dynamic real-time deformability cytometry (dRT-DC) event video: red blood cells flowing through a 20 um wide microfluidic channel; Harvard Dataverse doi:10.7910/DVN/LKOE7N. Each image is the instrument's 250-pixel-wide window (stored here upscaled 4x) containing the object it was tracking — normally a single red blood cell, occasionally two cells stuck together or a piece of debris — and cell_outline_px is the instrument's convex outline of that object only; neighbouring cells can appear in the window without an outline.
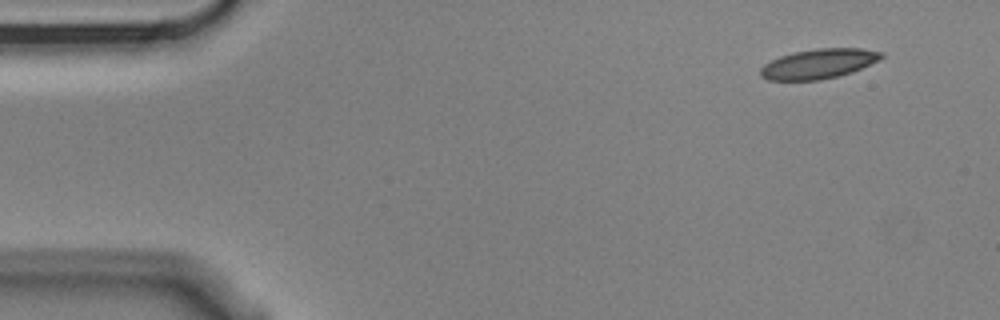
{"species": "Egyptian fruit bat (a non-hibernating species)", "species_latin": "Rousettus aegyptiacus", "temperature_condition": "cold", "stored_images_in_passage": 5, "segment_of_instrument_passage": [2, 2], "camera_frame_rate_fps": 3000, "um_per_image_px": 0.085, "animal": {"sex": "male"}, "frame": {"image": 1, "passage_image": 5, "time_ms": 1.333, "image_size_px": [1000, 320], "cell_outline_px": [[884, 56], [880, 60], [852, 72], [820, 80], [768, 80], [760, 76], [760, 68], [764, 64], [780, 56], [792, 52], [816, 48], [860, 48], [884, 52]], "centroid_in_image_um": [69.59, 5.41], "position_along_channel_um": 15.4, "area_um2": 21.04}}